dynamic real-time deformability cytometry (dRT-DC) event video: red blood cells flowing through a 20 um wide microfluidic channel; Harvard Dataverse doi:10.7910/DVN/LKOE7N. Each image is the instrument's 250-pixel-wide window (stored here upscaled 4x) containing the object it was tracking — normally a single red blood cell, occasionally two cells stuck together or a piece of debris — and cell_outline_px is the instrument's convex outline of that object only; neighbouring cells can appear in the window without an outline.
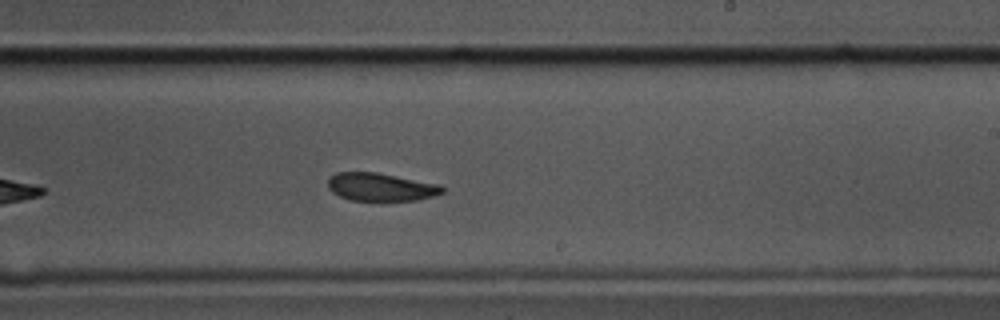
{"species": "common noctule bat (a hibernating species)", "species_latin": "Nyctalus noctula", "temperature_condition": "cold", "stored_images_in_passage": 36, "camera_frame_rate_fps": 3000, "um_per_image_px": 0.085, "animal": {"sex": "male", "body_mass_g": 17.5, "forearm_length_mm": 52.3}, "frame": {"image": 1, "passage_image": 21, "time_ms": 6.667, "image_size_px": [1000, 320], "cell_outline_px": [[444, 192], [420, 200], [348, 200], [332, 192], [328, 188], [328, 180], [336, 172], [376, 172], [440, 184], [444, 188]], "centroid_in_image_um": [32.37, 15.89], "position_along_channel_um": 256.6, "area_um2": 18.61}}
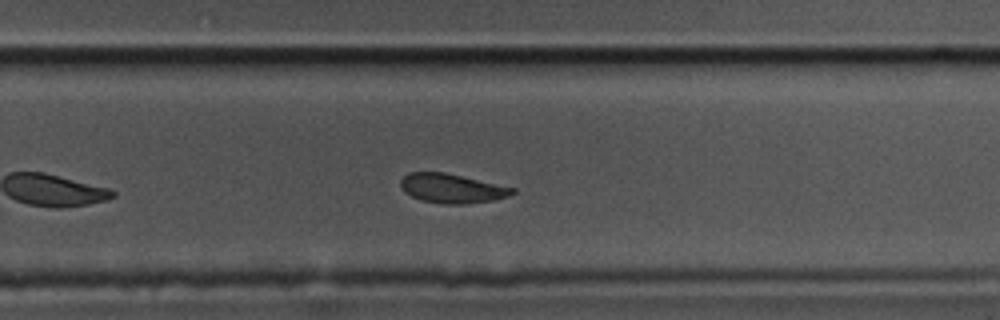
{"frame": {"image": 2, "passage_image": 24, "time_ms": 7.667, "image_size_px": [1000, 320], "cell_outline_px": [[516, 192], [508, 196], [492, 200], [468, 204], [448, 204], [420, 200], [404, 192], [400, 184], [400, 180], [408, 172], [444, 172], [516, 188]], "centroid_in_image_um": [38.4, 16.01], "position_along_channel_um": 291.4, "area_um2": 19.02}}
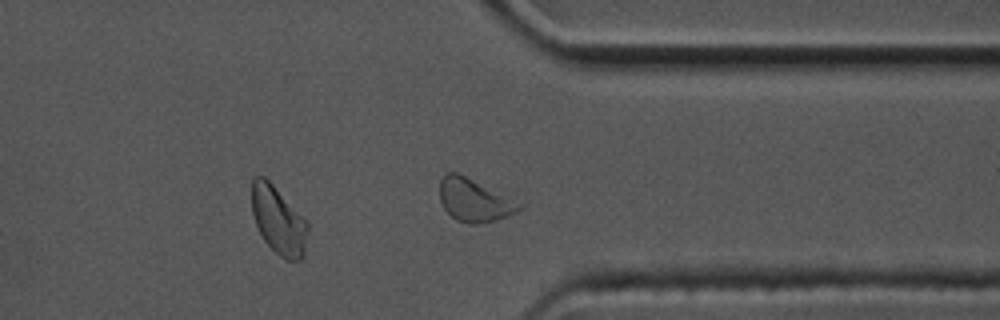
{"frame": {"image": 3, "passage_image": 31, "time_ms": 10.0, "image_size_px": [1000, 320], "cell_outline_px": [[308, 232], [304, 256], [300, 260], [284, 260], [264, 240], [256, 224], [252, 212], [252, 180], [256, 176], [264, 176], [308, 220]], "centroid_in_image_um": [23.7, 18.74], "position_along_channel_um": 387.7, "area_um2": 22.14}, "authors_computed_cell_mechanics": {"area_um2": 20.3167, "velocity_mm_per_s": 3.4688, "shape_relaxation_time_tau1_ms": 2.341, "shape_relaxation_time_tau2_ms": 4.0981, "deformation_change_tau1": 0.1046, "deformation_change_tau2": 0.071}}